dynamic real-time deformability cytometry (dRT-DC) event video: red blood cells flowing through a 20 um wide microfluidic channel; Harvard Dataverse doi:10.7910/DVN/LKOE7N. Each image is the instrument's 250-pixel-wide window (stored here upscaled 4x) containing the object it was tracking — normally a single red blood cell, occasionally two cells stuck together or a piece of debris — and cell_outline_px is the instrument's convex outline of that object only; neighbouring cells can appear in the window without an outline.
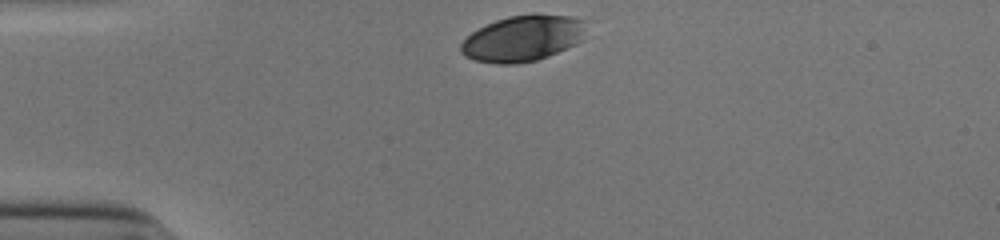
{"species": "human", "species_latin": "Homo sapiens", "temperature_condition": "cold", "stored_images_in_passage": 31, "camera_frame_rate_fps": 3000, "um_per_image_px": 0.085, "donor": {"sex": "male"}, "frame": {"image": 1, "passage_image": 1, "time_ms": 0.0, "image_size_px": [1000, 240], "cell_outline_px": [[592, 20], [584, 40], [576, 44], [548, 56], [536, 60], [516, 64], [496, 64], [472, 60], [464, 56], [460, 52], [460, 44], [472, 32], [496, 20], [508, 16], [532, 12], [536, 12], [572, 16]], "centroid_in_image_um": [44.56, 3.22], "position_along_channel_um": 40.4, "area_um2": 34.8}}
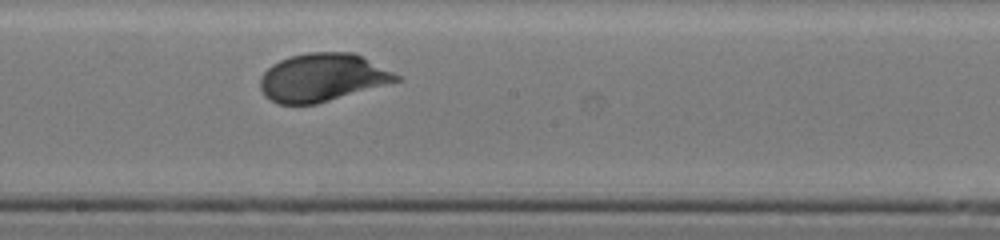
{"frame": {"image": 2, "passage_image": 18, "time_ms": 5.667, "image_size_px": [1000, 240], "cell_outline_px": [[404, 80], [316, 104], [280, 104], [264, 96], [260, 88], [260, 76], [272, 64], [280, 60], [292, 56], [308, 52], [356, 52], [400, 76]], "centroid_in_image_um": [27.42, 6.58], "position_along_channel_um": 220.8, "area_um2": 38.21}}
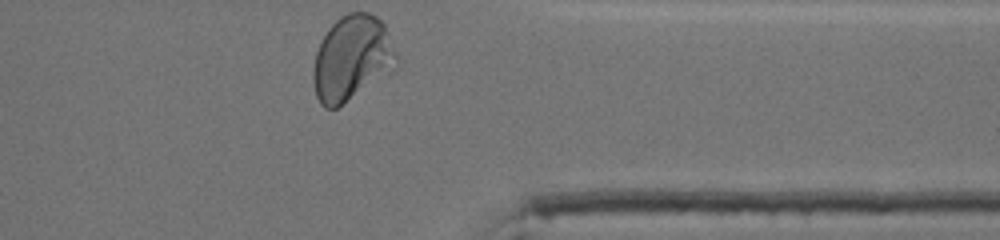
{"frame": {"image": 3, "passage_image": 31, "time_ms": 10.0, "image_size_px": [1000, 240], "cell_outline_px": [[400, 64], [396, 68], [336, 108], [324, 108], [320, 104], [316, 96], [312, 76], [312, 68], [316, 52], [320, 40], [328, 28], [340, 16], [348, 12], [368, 12], [376, 16], [384, 24], [400, 60]], "centroid_in_image_um": [29.91, 4.93], "position_along_channel_um": 381.5, "area_um2": 41.56}, "authors_computed_cell_mechanics": {"area_um2": 37.6856, "velocity_mm_per_s": 3.8464, "shape_relaxation_time_tau1_ms": 2.7329, "shape_relaxation_time_tau2_ms": null, "deformation_change_tau1": 0.1462, "deformation_change_tau2": null}}